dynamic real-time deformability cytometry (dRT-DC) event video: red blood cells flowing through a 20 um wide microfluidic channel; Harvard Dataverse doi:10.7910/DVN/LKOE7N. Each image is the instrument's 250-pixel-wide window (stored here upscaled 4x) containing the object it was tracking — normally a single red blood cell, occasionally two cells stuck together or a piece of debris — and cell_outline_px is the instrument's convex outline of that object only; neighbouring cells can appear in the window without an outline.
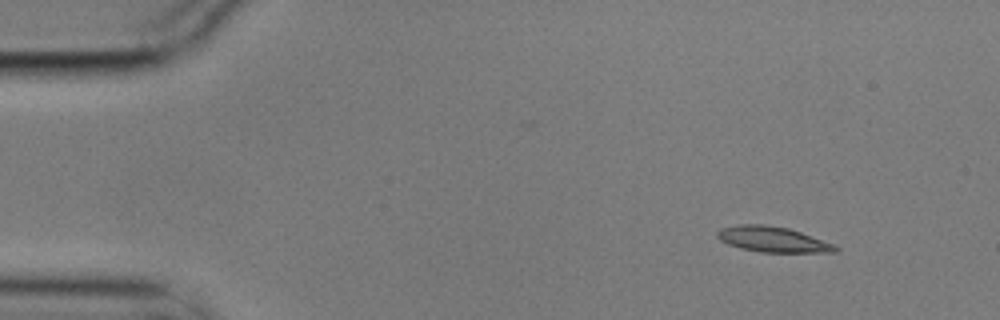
{"species": "common noctule bat (a hibernating species)", "species_latin": "Nyctalus noctula", "temperature_condition": "cold", "stored_images_in_passage": 5, "camera_frame_rate_fps": 3000, "um_per_image_px": 0.085, "animal": {"sex": "male", "body_mass_g": 17.9}, "frame": {"image": 1, "passage_image": 1, "time_ms": 0.0, "image_size_px": [1000, 320], "cell_outline_px": [[840, 248], [836, 252], [760, 252], [740, 248], [728, 244], [720, 240], [716, 236], [716, 232], [720, 228], [740, 224], [764, 224], [788, 228], [836, 244]], "centroid_in_image_um": [65.68, 20.34], "position_along_channel_um": 19.3, "area_um2": 17.63}}
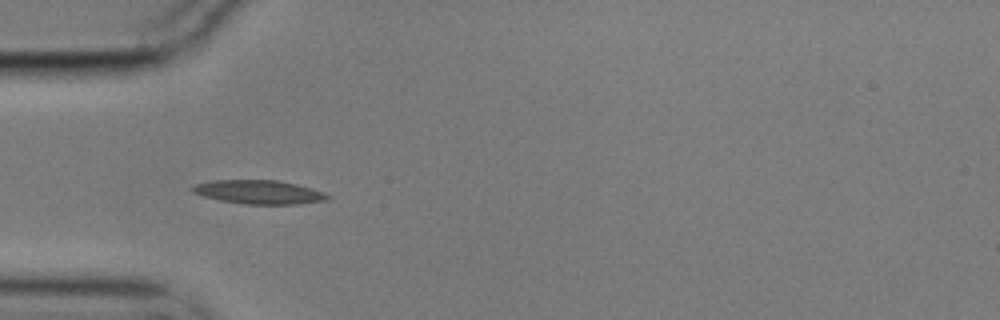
{"frame": {"image": 2, "passage_image": 4, "time_ms": 1.0, "image_size_px": [1000, 320], "cell_outline_px": [[332, 196], [328, 200], [296, 204], [244, 204], [220, 200], [204, 196], [192, 192], [192, 188], [196, 184], [212, 180], [276, 180], [296, 184], [312, 188], [324, 192]], "centroid_in_image_um": [22.05, 16.32], "position_along_channel_um": 63.0, "area_um2": 18.67}}
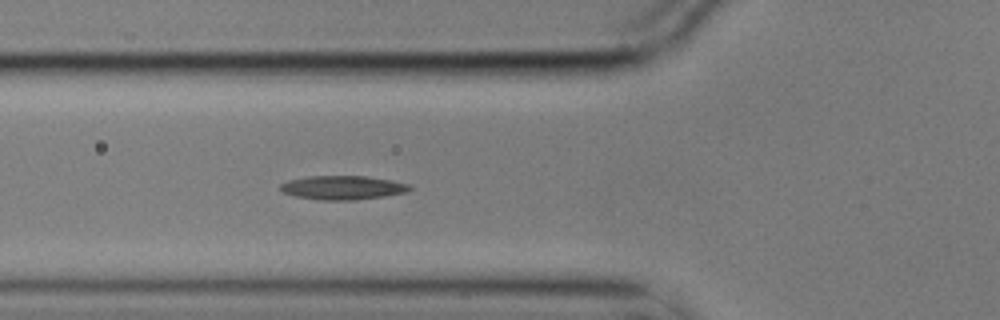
{"frame": {"image": 3, "passage_image": 5, "time_ms": 1.333, "image_size_px": [1000, 320], "cell_outline_px": [[412, 188], [408, 192], [384, 196], [356, 200], [320, 200], [296, 196], [284, 192], [280, 188], [280, 184], [288, 180], [308, 176], [364, 176], [392, 180], [412, 184]], "centroid_in_image_um": [29.18, 15.94], "position_along_channel_um": 96.6, "area_um2": 18.09}}